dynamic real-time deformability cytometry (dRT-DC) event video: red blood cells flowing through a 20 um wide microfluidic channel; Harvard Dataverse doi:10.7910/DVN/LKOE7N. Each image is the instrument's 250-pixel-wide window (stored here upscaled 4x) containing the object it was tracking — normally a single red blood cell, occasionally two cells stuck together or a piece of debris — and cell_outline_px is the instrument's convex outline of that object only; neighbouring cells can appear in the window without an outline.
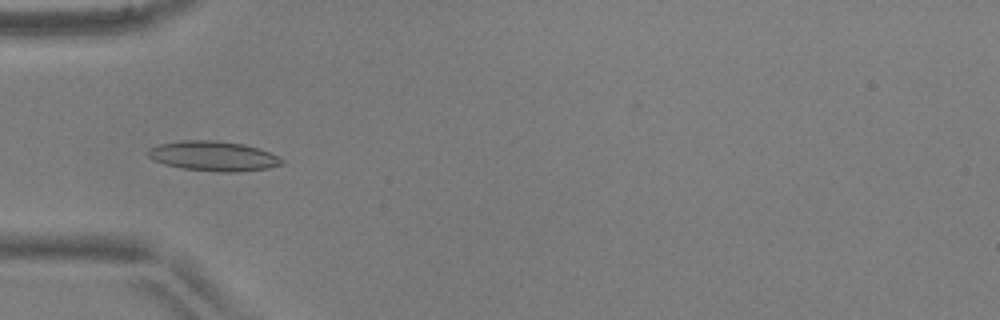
{"species": "common noctule bat (a hibernating species)", "species_latin": "Nyctalus noctula", "temperature_condition": "warm", "stored_images_in_passage": 52, "camera_frame_rate_fps": 3000, "um_per_image_px": 0.085, "animal": {"sex": "male", "body_mass_g": 17.9, "forearm_length_mm": 54.2}, "frame": {"image": 1, "passage_image": 17, "time_ms": 5.333, "image_size_px": [1000, 320], "cell_outline_px": [[284, 164], [268, 168], [240, 172], [220, 172], [184, 168], [164, 164], [152, 160], [148, 156], [148, 152], [152, 148], [160, 144], [184, 140], [208, 140], [244, 144], [260, 148], [280, 156], [284, 160]], "centroid_in_image_um": [18.21, 13.27], "position_along_channel_um": 66.8, "area_um2": 23.24}}
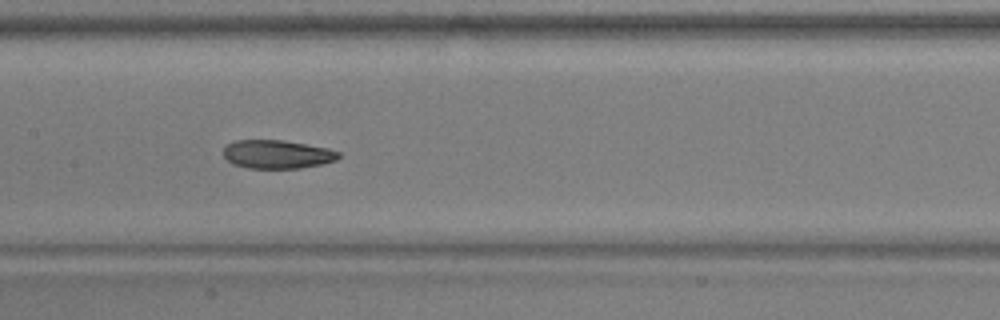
{"frame": {"image": 2, "passage_image": 26, "time_ms": 8.333, "image_size_px": [1000, 320], "cell_outline_px": [[340, 156], [336, 160], [324, 164], [300, 168], [248, 168], [232, 164], [224, 156], [224, 148], [228, 144], [236, 140], [284, 140], [328, 148], [340, 152]], "centroid_in_image_um": [23.58, 13.11], "position_along_channel_um": 183.8, "area_um2": 19.19}}
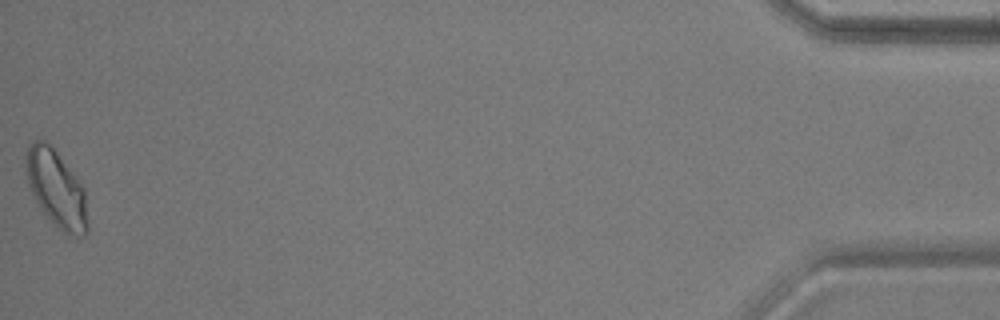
{"frame": {"image": 3, "passage_image": 52, "time_ms": 17.0, "image_size_px": [1000, 320], "cell_outline_px": [[88, 232], [84, 236], [76, 236], [64, 232], [44, 216], [28, 184], [24, 160], [28, 148], [36, 140], [44, 140], [56, 152], [76, 176], [84, 188], [88, 224]], "centroid_in_image_um": [4.79, 16.08], "position_along_channel_um": 430.4, "area_um2": 27.46}, "authors_computed_cell_mechanics": {"area_um2": 20.3456, "velocity_mm_per_s": 3.8898, "shape_relaxation_time_tau1_ms": 2.912, "shape_relaxation_time_tau2_ms": 2.2393, "deformation_change_tau1": 0.1261, "deformation_change_tau2": 0.0777}}